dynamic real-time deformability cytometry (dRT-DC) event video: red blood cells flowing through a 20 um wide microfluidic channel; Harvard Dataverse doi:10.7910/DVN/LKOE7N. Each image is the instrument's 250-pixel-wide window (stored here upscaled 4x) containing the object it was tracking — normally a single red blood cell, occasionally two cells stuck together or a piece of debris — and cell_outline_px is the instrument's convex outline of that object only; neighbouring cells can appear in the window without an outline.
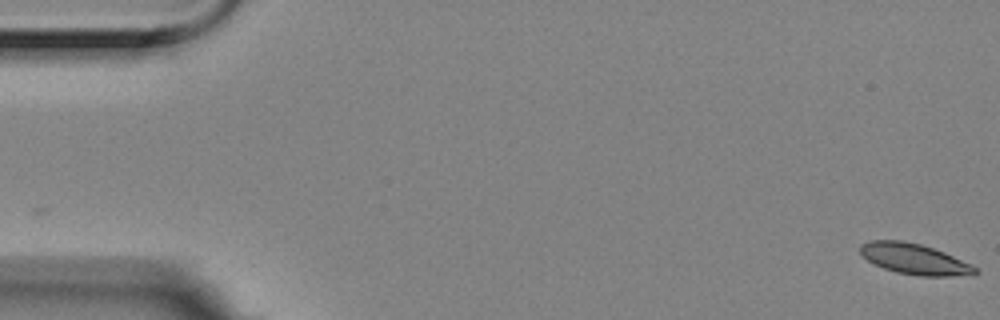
{"species": "Egyptian fruit bat (a non-hibernating species)", "species_latin": "Rousettus aegyptiacus", "temperature_condition": "room temperature", "stored_images_in_passage": 6, "camera_frame_rate_fps": 3000, "um_per_image_px": 0.085, "animal": {"sex": "female"}, "frame": {"image": 1, "passage_image": 1, "time_ms": 0.0, "image_size_px": [1000, 320], "cell_outline_px": [[980, 272], [976, 276], [920, 276], [896, 272], [884, 268], [868, 260], [860, 252], [860, 244], [868, 240], [904, 240], [920, 244], [944, 252], [972, 264]], "centroid_in_image_um": [77.79, 22.02], "position_along_channel_um": 7.2, "area_um2": 20.75}}